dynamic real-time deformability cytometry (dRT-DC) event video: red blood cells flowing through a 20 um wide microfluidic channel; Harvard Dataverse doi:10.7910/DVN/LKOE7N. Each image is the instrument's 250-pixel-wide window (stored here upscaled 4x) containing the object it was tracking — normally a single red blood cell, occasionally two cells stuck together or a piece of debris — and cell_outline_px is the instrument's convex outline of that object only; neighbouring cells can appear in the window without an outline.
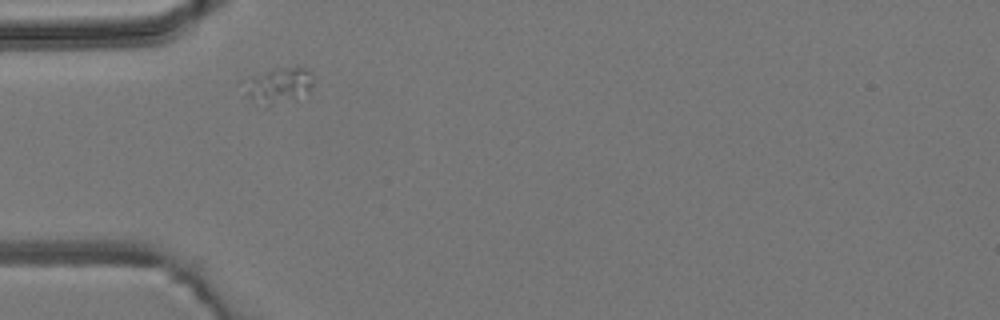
{"species": "common noctule bat (a hibernating species)", "species_latin": "Nyctalus noctula", "temperature_condition": "room temperature", "stored_images_in_passage": 12, "camera_frame_rate_fps": 3000, "um_per_image_px": 0.085, "animal": {"sex": "male", "body_mass_g": 19.2, "forearm_length_mm": 51.8}, "frame": {"image": 1, "passage_image": 1, "time_ms": 0.0, "image_size_px": [1000, 320], "cell_outline_px": [[312, 88], [308, 96], [296, 100], [264, 108], [248, 96], [240, 80], [248, 76], [272, 68], [296, 64], [308, 68], [312, 72]], "centroid_in_image_um": [23.7, 7.23], "position_along_channel_um": 61.3, "area_um2": 15.9}}
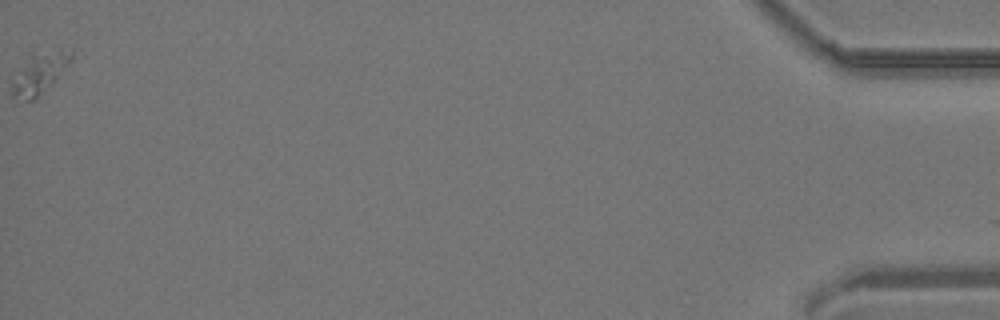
{"frame": {"image": 2, "passage_image": 12, "time_ms": 12.667, "image_size_px": [1000, 320], "cell_outline_px": [[72, 56], [52, 80], [32, 100], [24, 100], [12, 96], [12, 80], [32, 48], [72, 48]], "centroid_in_image_um": [3.3, 6.05], "position_along_channel_um": 431.9, "area_um2": 13.99}}